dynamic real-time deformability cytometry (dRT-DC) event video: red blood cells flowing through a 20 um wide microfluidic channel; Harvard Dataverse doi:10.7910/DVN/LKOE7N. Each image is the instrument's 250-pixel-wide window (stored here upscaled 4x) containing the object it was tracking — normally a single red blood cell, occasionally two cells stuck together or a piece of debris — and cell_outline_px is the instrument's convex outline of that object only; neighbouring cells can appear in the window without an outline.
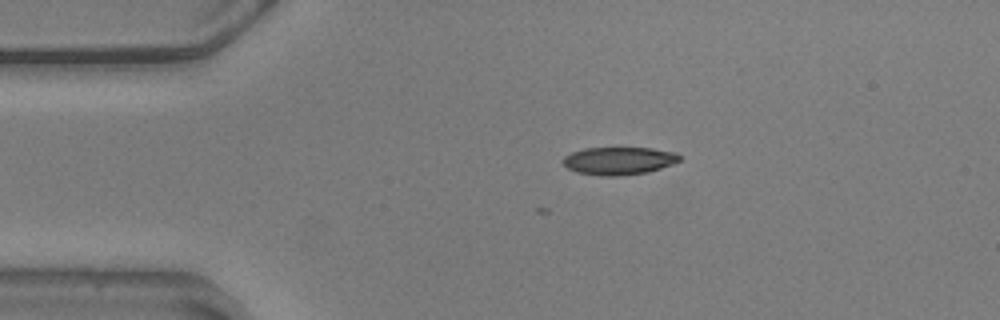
{"species": "common noctule bat (a hibernating species)", "species_latin": "Nyctalus noctula", "temperature_condition": "warm", "stored_images_in_passage": 3, "camera_frame_rate_fps": 3000, "um_per_image_px": 0.085, "animal": {"sex": "male", "body_mass_g": 20.5, "forearm_length_mm": 52.5}, "frame": {"image": 1, "passage_image": 1, "time_ms": 0.0, "image_size_px": [1000, 320], "cell_outline_px": [[680, 160], [672, 164], [648, 172], [620, 176], [600, 176], [576, 172], [568, 168], [564, 164], [564, 156], [572, 152], [584, 148], [652, 148], [676, 152], [680, 156]], "centroid_in_image_um": [52.61, 13.67], "position_along_channel_um": 32.4, "area_um2": 18.84}}